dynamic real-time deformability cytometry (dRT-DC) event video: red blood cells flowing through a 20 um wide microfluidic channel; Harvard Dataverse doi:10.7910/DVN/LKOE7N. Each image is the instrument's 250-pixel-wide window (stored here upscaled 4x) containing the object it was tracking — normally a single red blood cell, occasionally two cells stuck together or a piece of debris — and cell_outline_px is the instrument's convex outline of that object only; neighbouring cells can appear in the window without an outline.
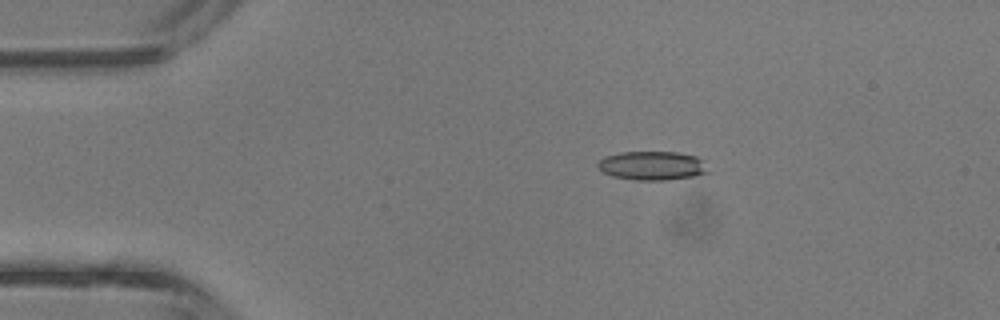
{"species": "common noctule bat (a hibernating species)", "species_latin": "Nyctalus noctula", "temperature_condition": "room temperature", "stored_images_in_passage": 2, "camera_frame_rate_fps": 3000, "um_per_image_px": 0.085, "animal": {"sex": "male", "body_mass_g": 13.3}, "frame": {"image": 1, "passage_image": 1, "time_ms": 0.0, "image_size_px": [1000, 320], "cell_outline_px": [[712, 172], [696, 176], [668, 180], [636, 180], [612, 176], [604, 172], [596, 164], [604, 156], [620, 152], [676, 152], [696, 156], [704, 160]], "centroid_in_image_um": [55.51, 14.08], "position_along_channel_um": 29.5, "area_um2": 18.84}}